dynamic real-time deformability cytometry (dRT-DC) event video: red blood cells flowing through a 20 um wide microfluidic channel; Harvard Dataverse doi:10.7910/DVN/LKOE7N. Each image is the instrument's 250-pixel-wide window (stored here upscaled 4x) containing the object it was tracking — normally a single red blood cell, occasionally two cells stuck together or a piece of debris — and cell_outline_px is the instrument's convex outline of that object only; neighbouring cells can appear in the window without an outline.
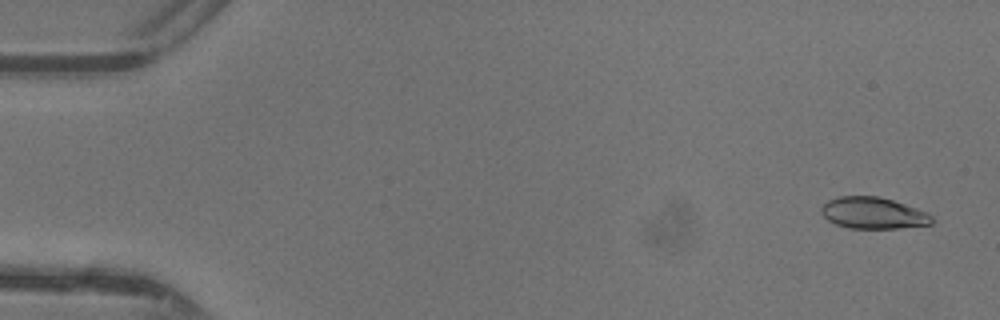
{"species": "common noctule bat (a hibernating species)", "species_latin": "Nyctalus noctula", "temperature_condition": "warm", "stored_images_in_passage": 16, "camera_frame_rate_fps": 3000, "um_per_image_px": 0.085, "animal": {"sex": "female"}, "frame": {"image": 1, "passage_image": 3, "time_ms": 0.667, "image_size_px": [1000, 320], "cell_outline_px": [[932, 224], [900, 228], [848, 228], [836, 224], [828, 220], [820, 212], [820, 208], [828, 200], [836, 196], [880, 196], [928, 212], [932, 216]], "centroid_in_image_um": [74.2, 18.1], "position_along_channel_um": 10.8, "area_um2": 20.35}}
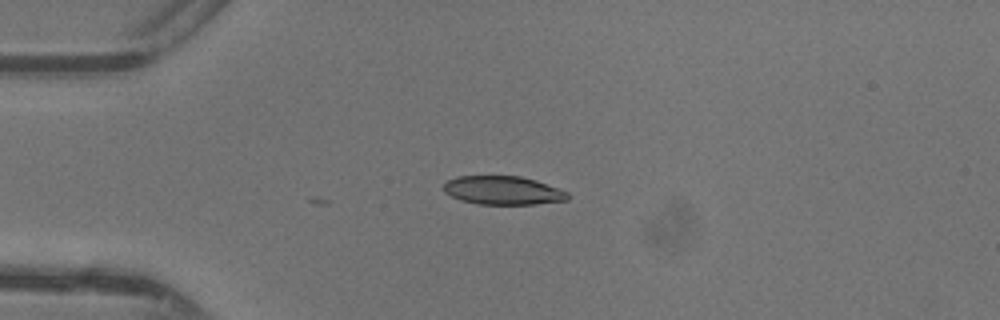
{"frame": {"image": 2, "passage_image": 13, "time_ms": 4.0, "image_size_px": [1000, 320], "cell_outline_px": [[568, 200], [536, 204], [480, 204], [460, 200], [444, 192], [444, 184], [448, 180], [456, 176], [520, 176], [536, 180], [568, 192]], "centroid_in_image_um": [42.75, 16.18], "position_along_channel_um": 42.3, "area_um2": 20.58}}